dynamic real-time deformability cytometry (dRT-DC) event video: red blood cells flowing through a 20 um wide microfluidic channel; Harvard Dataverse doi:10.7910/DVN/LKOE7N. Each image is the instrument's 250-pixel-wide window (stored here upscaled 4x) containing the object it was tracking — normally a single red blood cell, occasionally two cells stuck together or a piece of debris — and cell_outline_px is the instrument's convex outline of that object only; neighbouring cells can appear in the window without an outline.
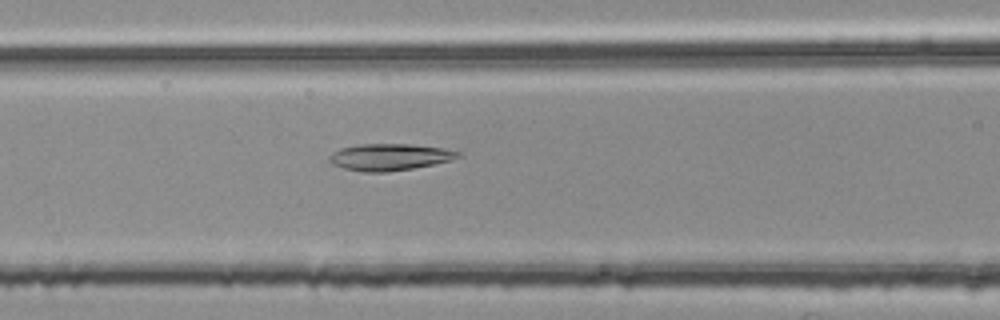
{"species": "common noctule bat (a hibernating species)", "species_latin": "Nyctalus noctula", "temperature_condition": "room temperature", "stored_images_in_passage": 33, "camera_frame_rate_fps": 3000, "um_per_image_px": 0.085, "animal": {"sex": "female", "body_mass_g": 25.1}, "frame": {"image": 1, "passage_image": 6, "time_ms": 1.667, "image_size_px": [1000, 320], "cell_outline_px": [[460, 156], [452, 160], [412, 168], [388, 172], [364, 172], [344, 168], [332, 164], [328, 160], [328, 156], [332, 152], [340, 148], [360, 144], [412, 144], [444, 148], [460, 152]], "centroid_in_image_um": [33.09, 13.34], "position_along_channel_um": 133.5, "area_um2": 20.06}}
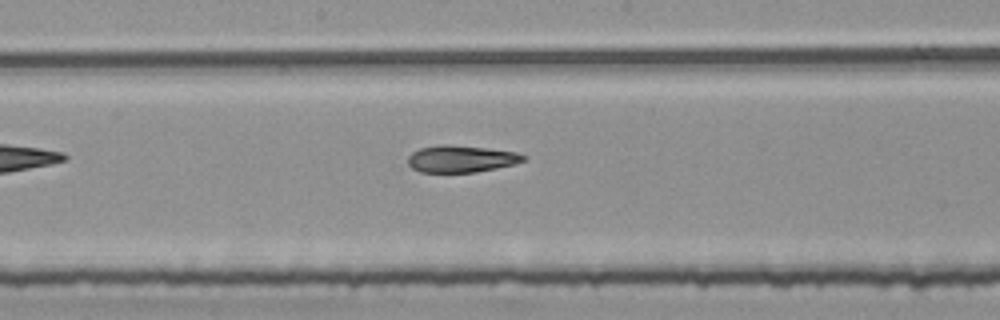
{"frame": {"image": 2, "passage_image": 12, "time_ms": 3.667, "image_size_px": [1000, 320], "cell_outline_px": [[528, 160], [516, 164], [476, 172], [420, 172], [412, 168], [408, 164], [408, 156], [412, 152], [420, 148], [440, 144], [452, 144], [488, 148], [516, 152], [528, 156]], "centroid_in_image_um": [39.23, 13.49], "position_along_channel_um": 209.0, "area_um2": 18.44}}
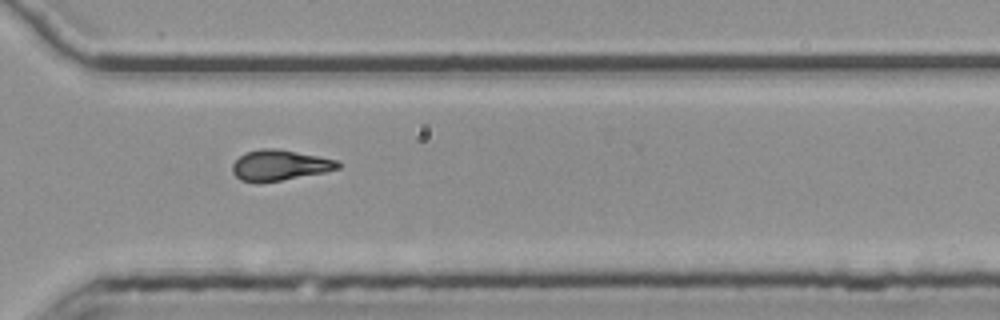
{"frame": {"image": 3, "passage_image": 23, "time_ms": 7.333, "image_size_px": [1000, 320], "cell_outline_px": [[340, 168], [324, 172], [280, 180], [240, 180], [232, 172], [232, 164], [244, 152], [260, 148], [272, 148], [320, 156], [340, 160]], "centroid_in_image_um": [23.8, 14.0], "position_along_channel_um": 346.8, "area_um2": 18.38}, "authors_computed_cell_mechanics": {"area_um2": 18.785, "velocity_mm_per_s": 3.7729, "shape_relaxation_time_tau1_ms": 10.3345, "shape_relaxation_time_tau2_ms": 5.4905, "deformation_change_tau1": 0.2678, "deformation_change_tau2": 0.1407}}